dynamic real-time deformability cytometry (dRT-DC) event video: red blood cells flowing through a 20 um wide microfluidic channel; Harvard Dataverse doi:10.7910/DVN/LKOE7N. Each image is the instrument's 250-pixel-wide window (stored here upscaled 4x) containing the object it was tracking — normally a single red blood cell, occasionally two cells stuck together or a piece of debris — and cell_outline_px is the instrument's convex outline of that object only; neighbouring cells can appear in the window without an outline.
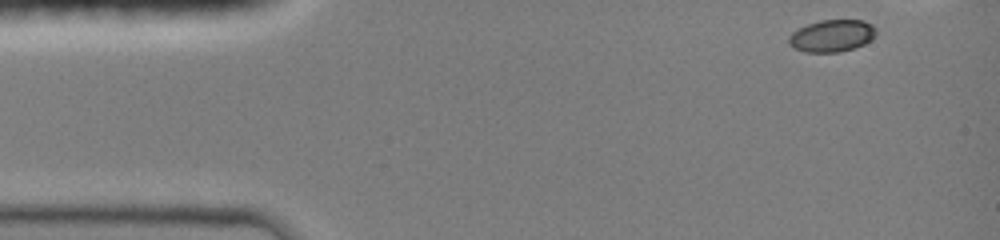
{"species": "common noctule bat (a hibernating species)", "species_latin": "Nyctalus noctula", "temperature_condition": "room temperature", "stored_images_in_passage": 5, "camera_frame_rate_fps": 3000, "um_per_image_px": 0.085, "animal": {"sex": "female", "body_mass_g": 19.0, "forearm_length_mm": 51.5}, "frame": {"image": 1, "passage_image": 1, "time_ms": 0.0, "image_size_px": [1000, 240], "cell_outline_px": [[876, 36], [872, 40], [856, 48], [840, 52], [804, 52], [792, 48], [788, 44], [788, 36], [792, 32], [808, 24], [820, 20], [864, 20], [872, 24], [876, 28]], "centroid_in_image_um": [70.73, 3.05], "position_along_channel_um": 14.3, "area_um2": 16.65}}
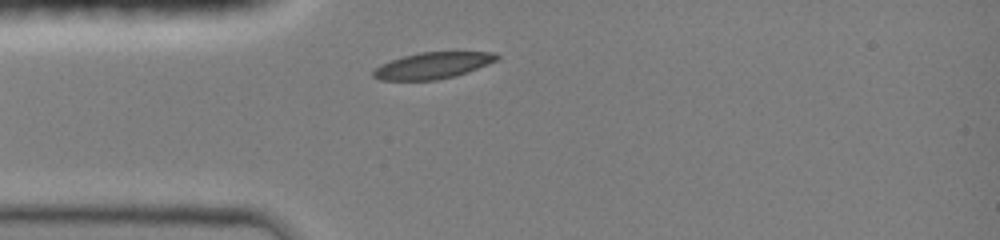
{"frame": {"image": 2, "passage_image": 5, "time_ms": 4.0, "image_size_px": [1000, 240], "cell_outline_px": [[500, 56], [496, 60], [488, 64], [468, 72], [456, 76], [436, 80], [380, 80], [372, 76], [372, 72], [380, 64], [404, 56], [420, 52], [496, 52]], "centroid_in_image_um": [36.79, 5.57], "position_along_channel_um": 48.2, "area_um2": 18.96}}